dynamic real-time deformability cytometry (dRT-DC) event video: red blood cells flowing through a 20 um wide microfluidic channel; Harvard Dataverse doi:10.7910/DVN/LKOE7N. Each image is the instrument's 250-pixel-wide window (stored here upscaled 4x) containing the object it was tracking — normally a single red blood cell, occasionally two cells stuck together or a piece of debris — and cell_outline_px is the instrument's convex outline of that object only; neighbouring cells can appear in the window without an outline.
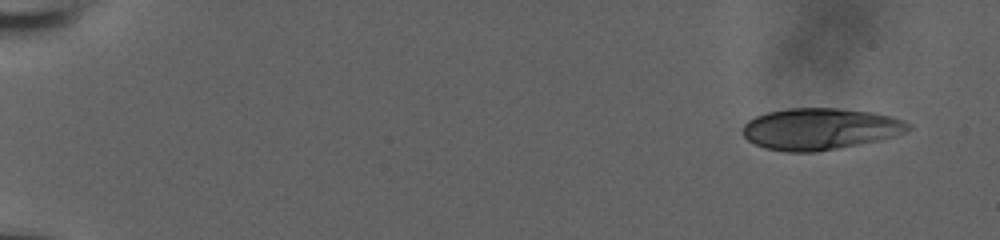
{"species": "human", "species_latin": "Homo sapiens", "temperature_condition": "room temperature", "stored_images_in_passage": 44, "camera_frame_rate_fps": 3000, "um_per_image_px": 0.085, "donor": {"sex": "male"}, "frame": {"image": 1, "passage_image": 1, "time_ms": 0.0, "image_size_px": [1000, 240], "cell_outline_px": [[912, 128], [908, 132], [880, 140], [816, 152], [788, 152], [764, 148], [748, 140], [744, 136], [744, 124], [748, 120], [756, 116], [768, 112], [788, 108], [836, 108], [872, 112], [892, 116], [904, 120], [912, 124]], "centroid_in_image_um": [69.75, 10.95], "position_along_channel_um": 15.2, "area_um2": 40.23}}
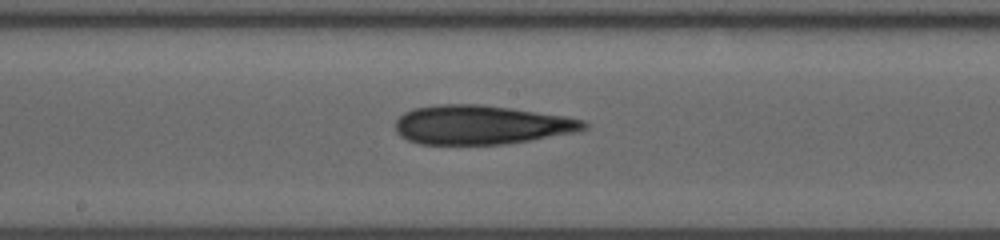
{"frame": {"image": 2, "passage_image": 25, "time_ms": 8.0, "image_size_px": [1000, 240], "cell_outline_px": [[588, 128], [580, 132], [532, 140], [500, 144], [420, 144], [408, 140], [400, 136], [396, 132], [396, 120], [404, 112], [412, 108], [440, 104], [480, 104], [512, 108], [564, 116], [584, 120], [588, 124]], "centroid_in_image_um": [40.93, 10.61], "position_along_channel_um": 207.3, "area_um2": 43.18}}
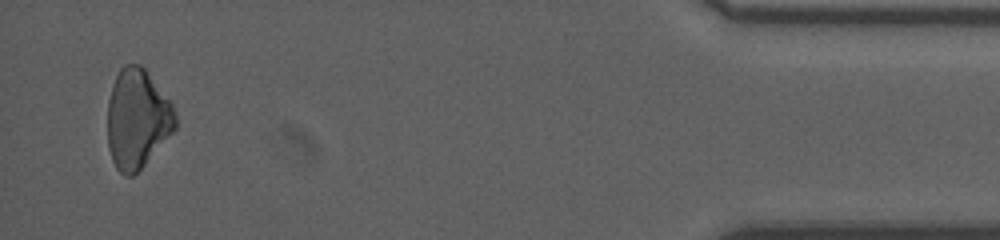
{"frame": {"image": 3, "passage_image": 43, "time_ms": 14.0, "image_size_px": [1000, 240], "cell_outline_px": [[176, 128], [144, 164], [132, 176], [124, 176], [116, 168], [112, 160], [108, 148], [108, 100], [116, 76], [120, 68], [124, 64], [140, 64], [144, 68], [172, 104], [176, 116]], "centroid_in_image_um": [11.65, 10.1], "position_along_channel_um": 423.5, "area_um2": 38.84}, "authors_computed_cell_mechanics": {"area_um2": 40.6912, "velocity_mm_per_s": 3.946, "shape_relaxation_time_tau1_ms": 10.8162, "shape_relaxation_time_tau2_ms": null, "deformation_change_tau1": 0.1882, "deformation_change_tau2": null}}